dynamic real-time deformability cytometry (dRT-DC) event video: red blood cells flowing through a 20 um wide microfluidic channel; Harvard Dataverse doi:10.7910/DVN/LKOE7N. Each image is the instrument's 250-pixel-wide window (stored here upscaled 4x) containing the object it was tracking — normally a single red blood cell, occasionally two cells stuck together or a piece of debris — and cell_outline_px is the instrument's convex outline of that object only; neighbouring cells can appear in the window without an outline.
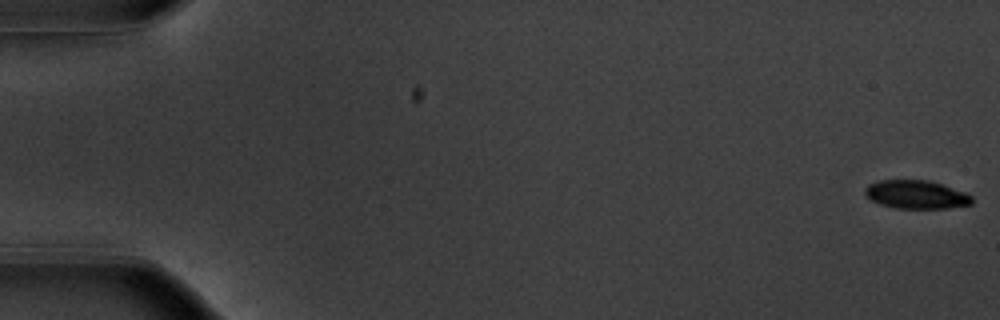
{"species": "common noctule bat (a hibernating species)", "species_latin": "Nyctalus noctula", "temperature_condition": "warm", "stored_images_in_passage": 17, "camera_frame_rate_fps": 3000, "um_per_image_px": 0.085, "animal": {"sex": "male", "body_mass_g": 20.1, "forearm_length_mm": 53.5}, "frame": {"image": 1, "passage_image": 1, "time_ms": 0.0, "image_size_px": [1000, 320], "cell_outline_px": [[972, 204], [948, 208], [896, 208], [880, 204], [872, 200], [864, 192], [864, 188], [868, 184], [880, 180], [928, 180], [968, 192], [972, 196]], "centroid_in_image_um": [77.9, 16.53], "position_along_channel_um": 7.1, "area_um2": 17.74}}
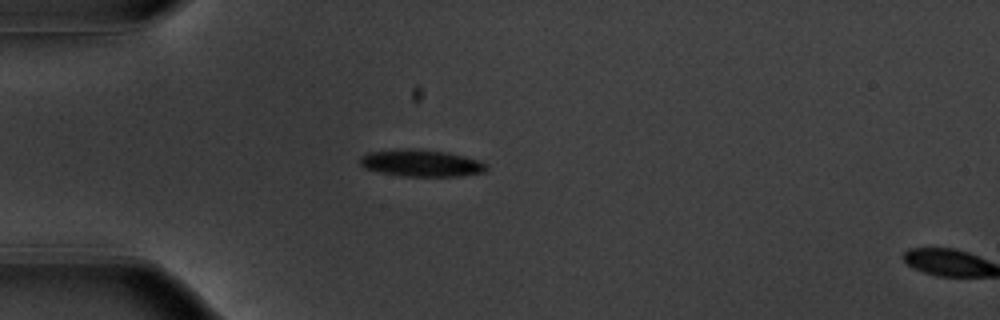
{"frame": {"image": 2, "passage_image": 16, "time_ms": 5.0, "image_size_px": [1000, 320], "cell_outline_px": [[488, 168], [484, 172], [460, 176], [400, 176], [380, 172], [364, 168], [360, 164], [360, 156], [368, 152], [408, 148], [448, 152], [480, 160], [488, 164]], "centroid_in_image_um": [35.82, 13.86], "position_along_channel_um": 49.2, "area_um2": 19.94}}